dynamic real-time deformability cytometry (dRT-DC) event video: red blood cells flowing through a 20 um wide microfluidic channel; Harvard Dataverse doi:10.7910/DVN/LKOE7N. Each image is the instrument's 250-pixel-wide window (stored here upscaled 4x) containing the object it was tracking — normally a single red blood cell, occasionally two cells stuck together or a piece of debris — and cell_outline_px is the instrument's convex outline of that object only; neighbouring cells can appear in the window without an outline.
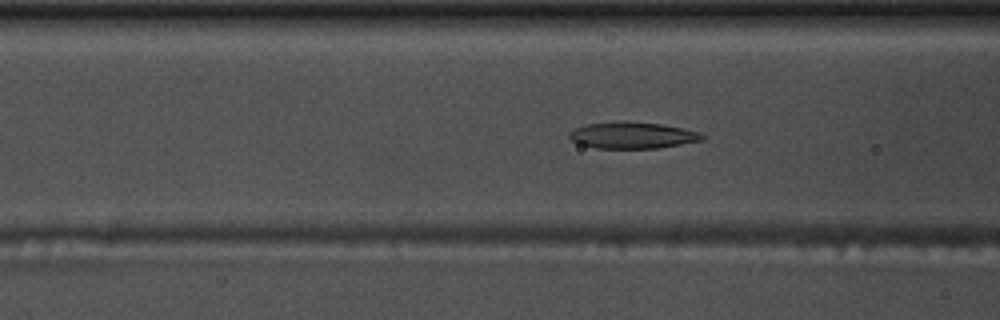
{"species": "common noctule bat (a hibernating species)", "species_latin": "Nyctalus noctula", "temperature_condition": "warm", "stored_images_in_passage": 40, "camera_frame_rate_fps": 3000, "um_per_image_px": 0.085, "animal": {"sex": "male", "body_mass_g": 17.5, "forearm_length_mm": 52.3}, "frame": {"image": 1, "passage_image": 6, "time_ms": 1.667, "image_size_px": [1000, 320], "cell_outline_px": [[704, 140], [660, 148], [596, 148], [580, 144], [572, 140], [568, 136], [568, 132], [576, 128], [588, 124], [660, 124], [684, 128], [696, 132], [704, 136]], "centroid_in_image_um": [53.78, 11.55], "position_along_channel_um": 112.8, "area_um2": 19.48}}
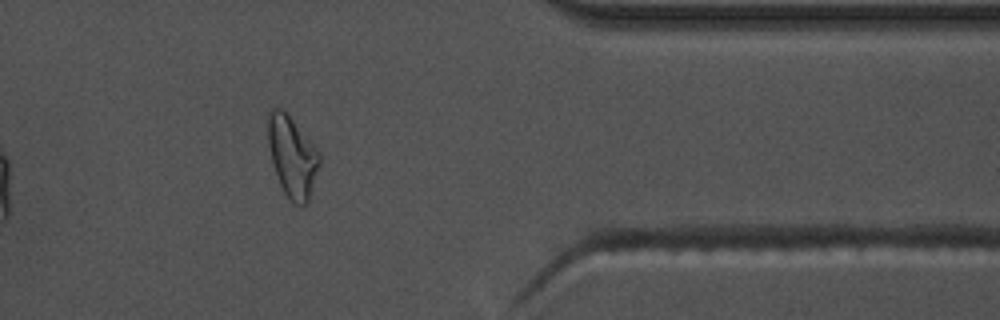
{"frame": {"image": 2, "passage_image": 30, "time_ms": 9.667, "image_size_px": [1000, 320], "cell_outline_px": [[320, 164], [308, 204], [292, 204], [288, 200], [280, 184], [272, 160], [268, 144], [268, 112], [272, 108], [280, 108], [292, 120], [316, 148], [320, 156]], "centroid_in_image_um": [24.84, 13.36], "position_along_channel_um": 386.6, "area_um2": 23.87}}
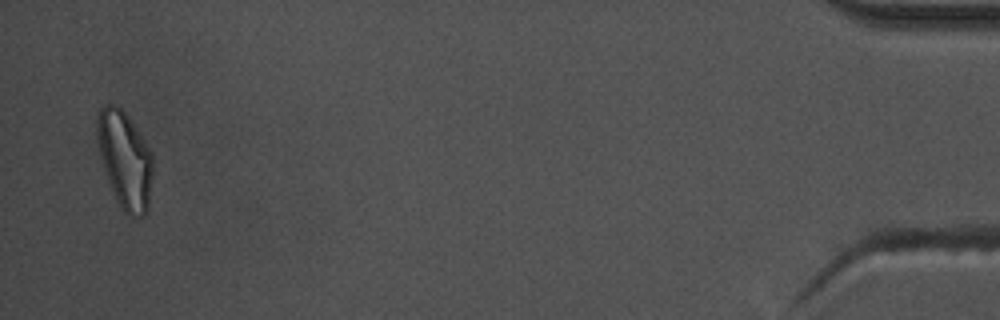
{"frame": {"image": 3, "passage_image": 39, "time_ms": 12.667, "image_size_px": [1000, 320], "cell_outline_px": [[152, 176], [148, 208], [144, 216], [128, 216], [124, 212], [116, 200], [108, 180], [100, 156], [96, 136], [96, 112], [104, 104], [116, 104], [128, 116], [152, 152]], "centroid_in_image_um": [10.59, 13.55], "position_along_channel_um": 424.6, "area_um2": 31.62}, "authors_computed_cell_mechanics": {"area_um2": 20.5768, "velocity_mm_per_s": 3.6638, "shape_relaxation_time_tau1_ms": 4.7159, "shape_relaxation_time_tau2_ms": 2.2535, "deformation_change_tau1": 0.1786, "deformation_change_tau2": 0.1084}}